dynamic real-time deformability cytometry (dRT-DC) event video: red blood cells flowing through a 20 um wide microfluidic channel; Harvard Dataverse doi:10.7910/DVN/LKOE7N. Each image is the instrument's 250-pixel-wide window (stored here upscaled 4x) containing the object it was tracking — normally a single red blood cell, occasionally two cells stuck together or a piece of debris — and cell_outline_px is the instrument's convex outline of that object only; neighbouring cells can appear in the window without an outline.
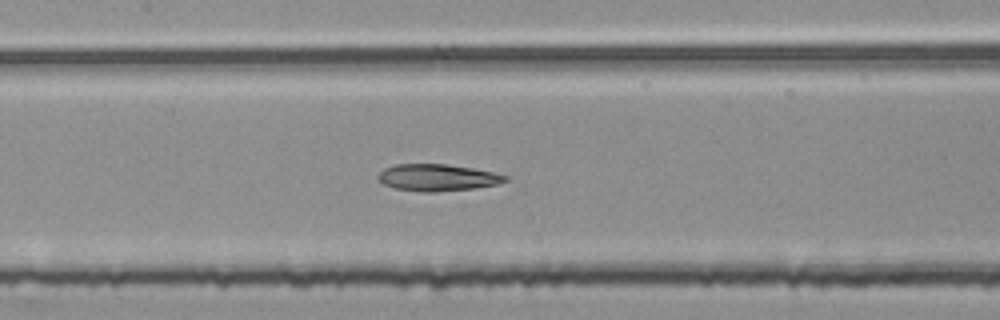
{"species": "common noctule bat (a hibernating species)", "species_latin": "Nyctalus noctula", "temperature_condition": "room temperature", "stored_images_in_passage": 54, "segment_of_instrument_passage": [2, 2], "camera_frame_rate_fps": 3000, "um_per_image_px": 0.085, "animal": {"sex": "female", "body_mass_g": 25.1}, "frame": {"image": 1, "passage_image": 25, "time_ms": 8.0, "image_size_px": [1000, 320], "cell_outline_px": [[508, 180], [500, 184], [476, 188], [436, 192], [420, 192], [396, 188], [384, 184], [376, 176], [384, 168], [396, 164], [448, 164], [472, 168], [492, 172], [508, 176]], "centroid_in_image_um": [37.2, 15.09], "position_along_channel_um": 170.2, "area_um2": 19.94}}
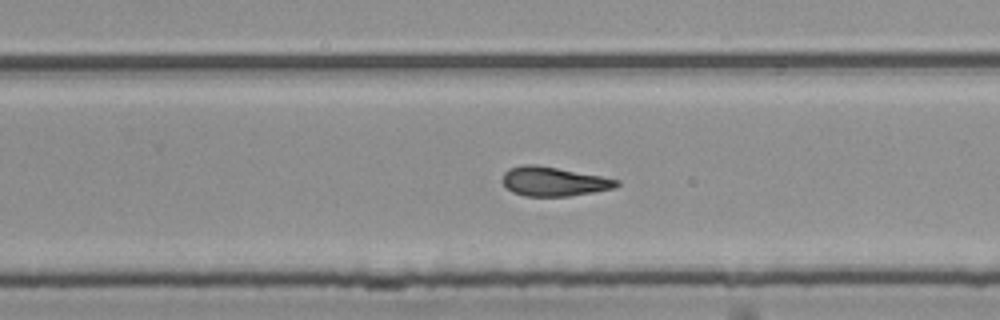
{"frame": {"image": 2, "passage_image": 34, "time_ms": 11.0, "image_size_px": [1000, 320], "cell_outline_px": [[620, 184], [612, 188], [592, 192], [568, 196], [524, 196], [512, 192], [500, 180], [504, 172], [508, 168], [524, 164], [536, 164], [600, 176], [620, 180]], "centroid_in_image_um": [47.0, 15.42], "position_along_channel_um": 282.8, "area_um2": 19.36}}
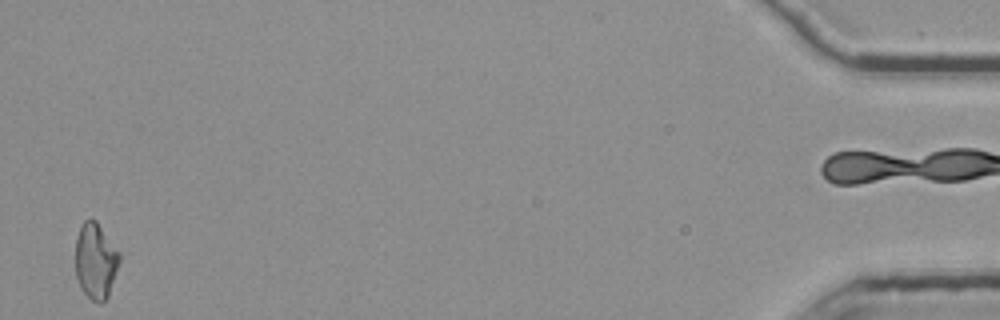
{"frame": {"image": 3, "passage_image": 53, "time_ms": 17.333, "image_size_px": [1000, 320], "cell_outline_px": [[120, 260], [108, 296], [100, 304], [92, 300], [80, 288], [76, 276], [76, 236], [84, 220], [96, 220], [120, 252]], "centroid_in_image_um": [8.13, 22.17], "position_along_channel_um": 427.1, "area_um2": 19.36}}